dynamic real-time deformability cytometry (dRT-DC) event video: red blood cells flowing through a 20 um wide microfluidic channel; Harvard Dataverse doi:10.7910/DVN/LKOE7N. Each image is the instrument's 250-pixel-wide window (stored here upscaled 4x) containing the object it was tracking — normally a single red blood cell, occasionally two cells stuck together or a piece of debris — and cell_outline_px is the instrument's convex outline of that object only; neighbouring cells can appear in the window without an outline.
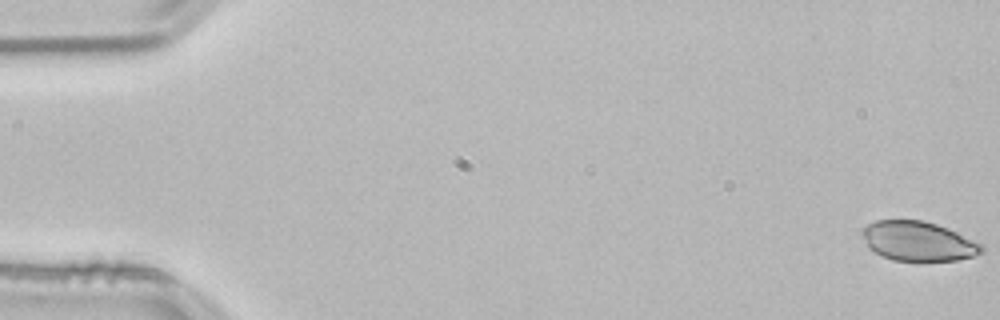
{"species": "common noctule bat (a hibernating species)", "species_latin": "Nyctalus noctula", "temperature_condition": "room temperature", "stored_images_in_passage": 13, "camera_frame_rate_fps": 3000, "um_per_image_px": 0.085, "animal": {"sex": "male", "body_mass_g": 21.5, "forearm_length_mm": 52.0}, "frame": {"image": 1, "passage_image": 1, "time_ms": 0.0, "image_size_px": [1000, 320], "cell_outline_px": [[984, 252], [972, 256], [956, 260], [892, 260], [880, 256], [868, 248], [860, 232], [868, 224], [876, 220], [924, 220], [948, 228], [980, 244], [984, 248]], "centroid_in_image_um": [77.99, 20.49], "position_along_channel_um": 7.0, "area_um2": 27.34}}